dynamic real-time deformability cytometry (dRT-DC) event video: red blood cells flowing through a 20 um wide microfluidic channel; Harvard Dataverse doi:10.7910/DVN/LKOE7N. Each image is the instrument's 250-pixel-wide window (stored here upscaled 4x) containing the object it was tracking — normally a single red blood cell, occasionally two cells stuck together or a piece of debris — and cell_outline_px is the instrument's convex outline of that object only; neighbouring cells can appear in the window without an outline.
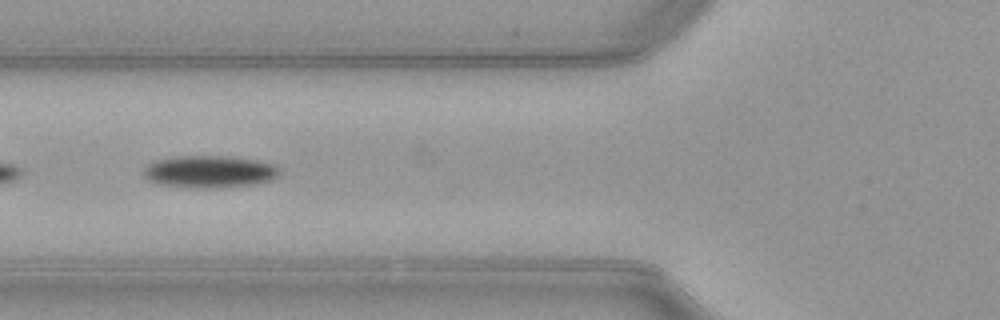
{"species": "common noctule bat (a hibernating species)", "species_latin": "Nyctalus noctula", "temperature_condition": "warm", "stored_images_in_passage": 16, "camera_frame_rate_fps": 3000, "um_per_image_px": 0.085, "animal": {"sex": "female", "body_mass_g": 21.9}, "frame": {"image": 1, "passage_image": 7, "time_ms": 2.0, "image_size_px": [1000, 320], "cell_outline_px": [[280, 172], [272, 180], [252, 184], [220, 188], [200, 188], [160, 184], [148, 180], [144, 176], [144, 168], [148, 164], [156, 160], [172, 156], [228, 156], [256, 160], [276, 164], [280, 168]], "centroid_in_image_um": [17.82, 14.58], "position_along_channel_um": 108.0, "area_um2": 25.61}}
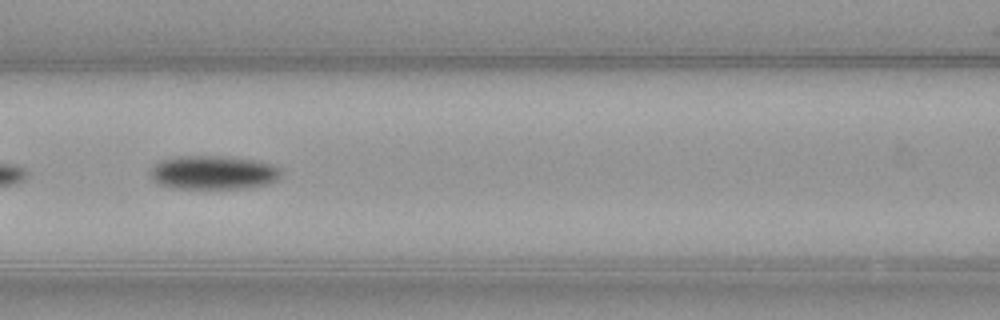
{"frame": {"image": 2, "passage_image": 10, "time_ms": 3.0, "image_size_px": [1000, 320], "cell_outline_px": [[284, 172], [276, 180], [268, 184], [248, 188], [168, 188], [152, 180], [152, 168], [160, 160], [176, 156], [220, 156], [252, 160], [272, 164], [280, 168]], "centroid_in_image_um": [18.15, 14.67], "position_along_channel_um": 148.5, "area_um2": 25.72}}